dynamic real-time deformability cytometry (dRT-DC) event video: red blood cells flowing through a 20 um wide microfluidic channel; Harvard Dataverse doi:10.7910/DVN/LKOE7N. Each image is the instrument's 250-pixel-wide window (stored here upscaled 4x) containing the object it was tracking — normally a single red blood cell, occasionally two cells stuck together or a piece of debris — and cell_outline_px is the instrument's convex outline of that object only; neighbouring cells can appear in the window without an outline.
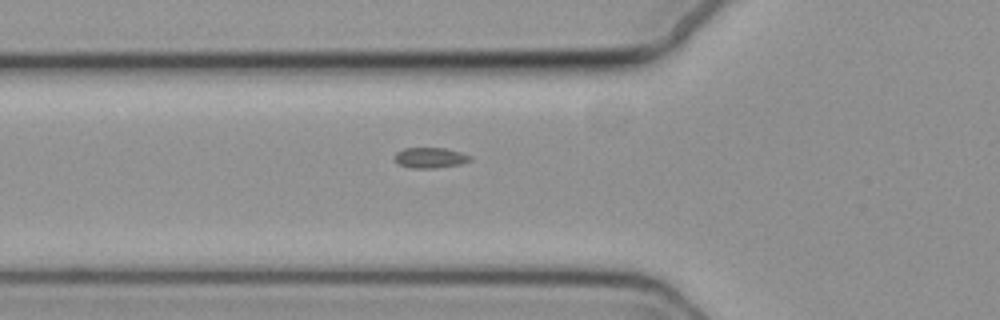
{"species": "common noctule bat (a hibernating species)", "species_latin": "Nyctalus noctula", "temperature_condition": "cold", "stored_images_in_passage": 5, "segment_of_instrument_passage": [2, 2], "camera_frame_rate_fps": 3000, "um_per_image_px": 0.085, "animal": {"sex": "female", "body_mass_g": 19.3, "forearm_length_mm": 54.1}, "frame": {"image": 1, "passage_image": 3, "time_ms": 0.667, "image_size_px": [1000, 320], "cell_outline_px": [[680, 296], [436, 272], [428, 268], [432, 264], [580, 264], [636, 272], [664, 280], [676, 288]], "centroid_in_image_um": [48.04, 23.46], "position_along_channel_um": 77.8, "area_um2": 28.96}}